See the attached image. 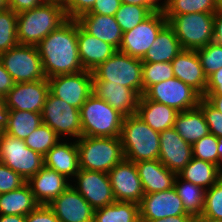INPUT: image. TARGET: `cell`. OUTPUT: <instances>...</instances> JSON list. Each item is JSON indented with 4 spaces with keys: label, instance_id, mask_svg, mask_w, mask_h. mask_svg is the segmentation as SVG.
<instances>
[{
    "label": "cell",
    "instance_id": "1",
    "mask_svg": "<svg viewBox=\"0 0 222 222\" xmlns=\"http://www.w3.org/2000/svg\"><path fill=\"white\" fill-rule=\"evenodd\" d=\"M78 21L68 19L36 46L46 78L83 71L78 52Z\"/></svg>",
    "mask_w": 222,
    "mask_h": 222
},
{
    "label": "cell",
    "instance_id": "2",
    "mask_svg": "<svg viewBox=\"0 0 222 222\" xmlns=\"http://www.w3.org/2000/svg\"><path fill=\"white\" fill-rule=\"evenodd\" d=\"M68 20L64 6L43 2L31 10L17 14V38L19 44L37 45L49 33Z\"/></svg>",
    "mask_w": 222,
    "mask_h": 222
},
{
    "label": "cell",
    "instance_id": "3",
    "mask_svg": "<svg viewBox=\"0 0 222 222\" xmlns=\"http://www.w3.org/2000/svg\"><path fill=\"white\" fill-rule=\"evenodd\" d=\"M120 140L128 161L136 163L159 158L160 133L150 128L136 114L123 118Z\"/></svg>",
    "mask_w": 222,
    "mask_h": 222
},
{
    "label": "cell",
    "instance_id": "4",
    "mask_svg": "<svg viewBox=\"0 0 222 222\" xmlns=\"http://www.w3.org/2000/svg\"><path fill=\"white\" fill-rule=\"evenodd\" d=\"M76 143L79 169L108 173L125 159L120 137L81 136Z\"/></svg>",
    "mask_w": 222,
    "mask_h": 222
},
{
    "label": "cell",
    "instance_id": "5",
    "mask_svg": "<svg viewBox=\"0 0 222 222\" xmlns=\"http://www.w3.org/2000/svg\"><path fill=\"white\" fill-rule=\"evenodd\" d=\"M124 116L93 93L80 108L82 136L120 137Z\"/></svg>",
    "mask_w": 222,
    "mask_h": 222
},
{
    "label": "cell",
    "instance_id": "6",
    "mask_svg": "<svg viewBox=\"0 0 222 222\" xmlns=\"http://www.w3.org/2000/svg\"><path fill=\"white\" fill-rule=\"evenodd\" d=\"M97 82H109L133 89L140 97L143 95L142 61L117 50L93 71Z\"/></svg>",
    "mask_w": 222,
    "mask_h": 222
},
{
    "label": "cell",
    "instance_id": "7",
    "mask_svg": "<svg viewBox=\"0 0 222 222\" xmlns=\"http://www.w3.org/2000/svg\"><path fill=\"white\" fill-rule=\"evenodd\" d=\"M165 18L183 49L197 50L213 41L214 13L165 15Z\"/></svg>",
    "mask_w": 222,
    "mask_h": 222
},
{
    "label": "cell",
    "instance_id": "8",
    "mask_svg": "<svg viewBox=\"0 0 222 222\" xmlns=\"http://www.w3.org/2000/svg\"><path fill=\"white\" fill-rule=\"evenodd\" d=\"M0 59L15 83L46 79L42 61L35 45L17 44L1 53Z\"/></svg>",
    "mask_w": 222,
    "mask_h": 222
},
{
    "label": "cell",
    "instance_id": "9",
    "mask_svg": "<svg viewBox=\"0 0 222 222\" xmlns=\"http://www.w3.org/2000/svg\"><path fill=\"white\" fill-rule=\"evenodd\" d=\"M41 116L42 123L48 125L61 139L77 140L82 136L80 109L67 104L50 91Z\"/></svg>",
    "mask_w": 222,
    "mask_h": 222
},
{
    "label": "cell",
    "instance_id": "10",
    "mask_svg": "<svg viewBox=\"0 0 222 222\" xmlns=\"http://www.w3.org/2000/svg\"><path fill=\"white\" fill-rule=\"evenodd\" d=\"M0 162L28 181L44 166V157L27 147L24 140L3 132L0 134Z\"/></svg>",
    "mask_w": 222,
    "mask_h": 222
},
{
    "label": "cell",
    "instance_id": "11",
    "mask_svg": "<svg viewBox=\"0 0 222 222\" xmlns=\"http://www.w3.org/2000/svg\"><path fill=\"white\" fill-rule=\"evenodd\" d=\"M143 95L149 100L165 104L178 112L198 107L202 98L196 90L176 77L150 86Z\"/></svg>",
    "mask_w": 222,
    "mask_h": 222
},
{
    "label": "cell",
    "instance_id": "12",
    "mask_svg": "<svg viewBox=\"0 0 222 222\" xmlns=\"http://www.w3.org/2000/svg\"><path fill=\"white\" fill-rule=\"evenodd\" d=\"M167 24L163 11H155L132 30L123 33L119 51L142 59L154 43L160 30Z\"/></svg>",
    "mask_w": 222,
    "mask_h": 222
},
{
    "label": "cell",
    "instance_id": "13",
    "mask_svg": "<svg viewBox=\"0 0 222 222\" xmlns=\"http://www.w3.org/2000/svg\"><path fill=\"white\" fill-rule=\"evenodd\" d=\"M48 82L54 96L78 109L93 93V74L89 70L50 77Z\"/></svg>",
    "mask_w": 222,
    "mask_h": 222
},
{
    "label": "cell",
    "instance_id": "14",
    "mask_svg": "<svg viewBox=\"0 0 222 222\" xmlns=\"http://www.w3.org/2000/svg\"><path fill=\"white\" fill-rule=\"evenodd\" d=\"M71 185L94 210L115 202L108 173L79 169Z\"/></svg>",
    "mask_w": 222,
    "mask_h": 222
},
{
    "label": "cell",
    "instance_id": "15",
    "mask_svg": "<svg viewBox=\"0 0 222 222\" xmlns=\"http://www.w3.org/2000/svg\"><path fill=\"white\" fill-rule=\"evenodd\" d=\"M108 176L115 201L140 204L145 194L134 162L124 159L108 172Z\"/></svg>",
    "mask_w": 222,
    "mask_h": 222
},
{
    "label": "cell",
    "instance_id": "16",
    "mask_svg": "<svg viewBox=\"0 0 222 222\" xmlns=\"http://www.w3.org/2000/svg\"><path fill=\"white\" fill-rule=\"evenodd\" d=\"M49 92L48 79L35 82L15 83L7 93L5 104L9 111H30L41 113Z\"/></svg>",
    "mask_w": 222,
    "mask_h": 222
},
{
    "label": "cell",
    "instance_id": "17",
    "mask_svg": "<svg viewBox=\"0 0 222 222\" xmlns=\"http://www.w3.org/2000/svg\"><path fill=\"white\" fill-rule=\"evenodd\" d=\"M140 220H156L169 216L190 215L181 198L172 189L145 194L139 204Z\"/></svg>",
    "mask_w": 222,
    "mask_h": 222
},
{
    "label": "cell",
    "instance_id": "18",
    "mask_svg": "<svg viewBox=\"0 0 222 222\" xmlns=\"http://www.w3.org/2000/svg\"><path fill=\"white\" fill-rule=\"evenodd\" d=\"M48 206L60 222H93L94 209L72 185Z\"/></svg>",
    "mask_w": 222,
    "mask_h": 222
},
{
    "label": "cell",
    "instance_id": "19",
    "mask_svg": "<svg viewBox=\"0 0 222 222\" xmlns=\"http://www.w3.org/2000/svg\"><path fill=\"white\" fill-rule=\"evenodd\" d=\"M193 158L192 145L172 127L160 132L158 160L170 171L178 174Z\"/></svg>",
    "mask_w": 222,
    "mask_h": 222
},
{
    "label": "cell",
    "instance_id": "20",
    "mask_svg": "<svg viewBox=\"0 0 222 222\" xmlns=\"http://www.w3.org/2000/svg\"><path fill=\"white\" fill-rule=\"evenodd\" d=\"M93 94L106 101L124 117L137 113L140 96L128 87L109 82H97L93 78Z\"/></svg>",
    "mask_w": 222,
    "mask_h": 222
},
{
    "label": "cell",
    "instance_id": "21",
    "mask_svg": "<svg viewBox=\"0 0 222 222\" xmlns=\"http://www.w3.org/2000/svg\"><path fill=\"white\" fill-rule=\"evenodd\" d=\"M174 76L205 96L207 76L196 50L183 49L172 61Z\"/></svg>",
    "mask_w": 222,
    "mask_h": 222
},
{
    "label": "cell",
    "instance_id": "22",
    "mask_svg": "<svg viewBox=\"0 0 222 222\" xmlns=\"http://www.w3.org/2000/svg\"><path fill=\"white\" fill-rule=\"evenodd\" d=\"M27 183L40 205H48L71 185L69 179L46 166H43Z\"/></svg>",
    "mask_w": 222,
    "mask_h": 222
},
{
    "label": "cell",
    "instance_id": "23",
    "mask_svg": "<svg viewBox=\"0 0 222 222\" xmlns=\"http://www.w3.org/2000/svg\"><path fill=\"white\" fill-rule=\"evenodd\" d=\"M44 166L72 181L79 171L76 140L60 139L44 156Z\"/></svg>",
    "mask_w": 222,
    "mask_h": 222
},
{
    "label": "cell",
    "instance_id": "24",
    "mask_svg": "<svg viewBox=\"0 0 222 222\" xmlns=\"http://www.w3.org/2000/svg\"><path fill=\"white\" fill-rule=\"evenodd\" d=\"M135 165L144 194L166 191L174 187L177 174L158 159L138 161Z\"/></svg>",
    "mask_w": 222,
    "mask_h": 222
},
{
    "label": "cell",
    "instance_id": "25",
    "mask_svg": "<svg viewBox=\"0 0 222 222\" xmlns=\"http://www.w3.org/2000/svg\"><path fill=\"white\" fill-rule=\"evenodd\" d=\"M76 20L90 35L112 45L116 50L120 48L123 32L114 16L85 13Z\"/></svg>",
    "mask_w": 222,
    "mask_h": 222
},
{
    "label": "cell",
    "instance_id": "26",
    "mask_svg": "<svg viewBox=\"0 0 222 222\" xmlns=\"http://www.w3.org/2000/svg\"><path fill=\"white\" fill-rule=\"evenodd\" d=\"M78 52L84 70L93 71L117 50L110 44L87 33L78 23Z\"/></svg>",
    "mask_w": 222,
    "mask_h": 222
},
{
    "label": "cell",
    "instance_id": "27",
    "mask_svg": "<svg viewBox=\"0 0 222 222\" xmlns=\"http://www.w3.org/2000/svg\"><path fill=\"white\" fill-rule=\"evenodd\" d=\"M178 111L165 104L154 102L142 95L139 99L136 115L150 128L163 132L174 126Z\"/></svg>",
    "mask_w": 222,
    "mask_h": 222
},
{
    "label": "cell",
    "instance_id": "28",
    "mask_svg": "<svg viewBox=\"0 0 222 222\" xmlns=\"http://www.w3.org/2000/svg\"><path fill=\"white\" fill-rule=\"evenodd\" d=\"M182 50L180 41L167 23L141 61L142 63L171 62Z\"/></svg>",
    "mask_w": 222,
    "mask_h": 222
},
{
    "label": "cell",
    "instance_id": "29",
    "mask_svg": "<svg viewBox=\"0 0 222 222\" xmlns=\"http://www.w3.org/2000/svg\"><path fill=\"white\" fill-rule=\"evenodd\" d=\"M173 128L191 145L210 134L204 114L199 107L178 112Z\"/></svg>",
    "mask_w": 222,
    "mask_h": 222
},
{
    "label": "cell",
    "instance_id": "30",
    "mask_svg": "<svg viewBox=\"0 0 222 222\" xmlns=\"http://www.w3.org/2000/svg\"><path fill=\"white\" fill-rule=\"evenodd\" d=\"M39 205L27 182L18 189L0 194V215L26 216Z\"/></svg>",
    "mask_w": 222,
    "mask_h": 222
},
{
    "label": "cell",
    "instance_id": "31",
    "mask_svg": "<svg viewBox=\"0 0 222 222\" xmlns=\"http://www.w3.org/2000/svg\"><path fill=\"white\" fill-rule=\"evenodd\" d=\"M178 175L207 190L222 177V171L213 163L193 157Z\"/></svg>",
    "mask_w": 222,
    "mask_h": 222
},
{
    "label": "cell",
    "instance_id": "32",
    "mask_svg": "<svg viewBox=\"0 0 222 222\" xmlns=\"http://www.w3.org/2000/svg\"><path fill=\"white\" fill-rule=\"evenodd\" d=\"M93 222H140L139 204L115 201L94 210Z\"/></svg>",
    "mask_w": 222,
    "mask_h": 222
},
{
    "label": "cell",
    "instance_id": "33",
    "mask_svg": "<svg viewBox=\"0 0 222 222\" xmlns=\"http://www.w3.org/2000/svg\"><path fill=\"white\" fill-rule=\"evenodd\" d=\"M174 189L181 198L186 212L192 216L203 214L206 190L198 185L182 179L178 174L174 181Z\"/></svg>",
    "mask_w": 222,
    "mask_h": 222
},
{
    "label": "cell",
    "instance_id": "34",
    "mask_svg": "<svg viewBox=\"0 0 222 222\" xmlns=\"http://www.w3.org/2000/svg\"><path fill=\"white\" fill-rule=\"evenodd\" d=\"M41 124V113L20 110L9 111V121L4 133L24 140Z\"/></svg>",
    "mask_w": 222,
    "mask_h": 222
},
{
    "label": "cell",
    "instance_id": "35",
    "mask_svg": "<svg viewBox=\"0 0 222 222\" xmlns=\"http://www.w3.org/2000/svg\"><path fill=\"white\" fill-rule=\"evenodd\" d=\"M155 11L157 10L154 7L121 3L120 8L117 10L114 17L124 33L132 30Z\"/></svg>",
    "mask_w": 222,
    "mask_h": 222
},
{
    "label": "cell",
    "instance_id": "36",
    "mask_svg": "<svg viewBox=\"0 0 222 222\" xmlns=\"http://www.w3.org/2000/svg\"><path fill=\"white\" fill-rule=\"evenodd\" d=\"M215 0H168L164 15L189 13H215L218 10Z\"/></svg>",
    "mask_w": 222,
    "mask_h": 222
},
{
    "label": "cell",
    "instance_id": "37",
    "mask_svg": "<svg viewBox=\"0 0 222 222\" xmlns=\"http://www.w3.org/2000/svg\"><path fill=\"white\" fill-rule=\"evenodd\" d=\"M60 139L55 131L42 123L24 141L27 147L44 157Z\"/></svg>",
    "mask_w": 222,
    "mask_h": 222
},
{
    "label": "cell",
    "instance_id": "38",
    "mask_svg": "<svg viewBox=\"0 0 222 222\" xmlns=\"http://www.w3.org/2000/svg\"><path fill=\"white\" fill-rule=\"evenodd\" d=\"M17 44V13L10 8L0 11V54Z\"/></svg>",
    "mask_w": 222,
    "mask_h": 222
},
{
    "label": "cell",
    "instance_id": "39",
    "mask_svg": "<svg viewBox=\"0 0 222 222\" xmlns=\"http://www.w3.org/2000/svg\"><path fill=\"white\" fill-rule=\"evenodd\" d=\"M174 77L171 62L142 63L143 93L150 86Z\"/></svg>",
    "mask_w": 222,
    "mask_h": 222
},
{
    "label": "cell",
    "instance_id": "40",
    "mask_svg": "<svg viewBox=\"0 0 222 222\" xmlns=\"http://www.w3.org/2000/svg\"><path fill=\"white\" fill-rule=\"evenodd\" d=\"M205 75L208 77L222 68V45L212 41L196 50Z\"/></svg>",
    "mask_w": 222,
    "mask_h": 222
},
{
    "label": "cell",
    "instance_id": "41",
    "mask_svg": "<svg viewBox=\"0 0 222 222\" xmlns=\"http://www.w3.org/2000/svg\"><path fill=\"white\" fill-rule=\"evenodd\" d=\"M202 215L222 220V177L206 190Z\"/></svg>",
    "mask_w": 222,
    "mask_h": 222
},
{
    "label": "cell",
    "instance_id": "42",
    "mask_svg": "<svg viewBox=\"0 0 222 222\" xmlns=\"http://www.w3.org/2000/svg\"><path fill=\"white\" fill-rule=\"evenodd\" d=\"M217 145L218 137L210 133L192 145L193 157L217 165Z\"/></svg>",
    "mask_w": 222,
    "mask_h": 222
},
{
    "label": "cell",
    "instance_id": "43",
    "mask_svg": "<svg viewBox=\"0 0 222 222\" xmlns=\"http://www.w3.org/2000/svg\"><path fill=\"white\" fill-rule=\"evenodd\" d=\"M198 107L202 110L211 134L222 137V113L215 109L204 97Z\"/></svg>",
    "mask_w": 222,
    "mask_h": 222
},
{
    "label": "cell",
    "instance_id": "44",
    "mask_svg": "<svg viewBox=\"0 0 222 222\" xmlns=\"http://www.w3.org/2000/svg\"><path fill=\"white\" fill-rule=\"evenodd\" d=\"M26 182L20 174L0 162V194L18 189Z\"/></svg>",
    "mask_w": 222,
    "mask_h": 222
},
{
    "label": "cell",
    "instance_id": "45",
    "mask_svg": "<svg viewBox=\"0 0 222 222\" xmlns=\"http://www.w3.org/2000/svg\"><path fill=\"white\" fill-rule=\"evenodd\" d=\"M96 0H67L64 8L68 19H78L89 12Z\"/></svg>",
    "mask_w": 222,
    "mask_h": 222
},
{
    "label": "cell",
    "instance_id": "46",
    "mask_svg": "<svg viewBox=\"0 0 222 222\" xmlns=\"http://www.w3.org/2000/svg\"><path fill=\"white\" fill-rule=\"evenodd\" d=\"M25 222H60L48 205H39L25 216Z\"/></svg>",
    "mask_w": 222,
    "mask_h": 222
},
{
    "label": "cell",
    "instance_id": "47",
    "mask_svg": "<svg viewBox=\"0 0 222 222\" xmlns=\"http://www.w3.org/2000/svg\"><path fill=\"white\" fill-rule=\"evenodd\" d=\"M120 5V0H96L92 9L87 13L114 16Z\"/></svg>",
    "mask_w": 222,
    "mask_h": 222
},
{
    "label": "cell",
    "instance_id": "48",
    "mask_svg": "<svg viewBox=\"0 0 222 222\" xmlns=\"http://www.w3.org/2000/svg\"><path fill=\"white\" fill-rule=\"evenodd\" d=\"M205 95H222V68L207 77Z\"/></svg>",
    "mask_w": 222,
    "mask_h": 222
},
{
    "label": "cell",
    "instance_id": "49",
    "mask_svg": "<svg viewBox=\"0 0 222 222\" xmlns=\"http://www.w3.org/2000/svg\"><path fill=\"white\" fill-rule=\"evenodd\" d=\"M43 0H8V6L17 14L40 6Z\"/></svg>",
    "mask_w": 222,
    "mask_h": 222
},
{
    "label": "cell",
    "instance_id": "50",
    "mask_svg": "<svg viewBox=\"0 0 222 222\" xmlns=\"http://www.w3.org/2000/svg\"><path fill=\"white\" fill-rule=\"evenodd\" d=\"M15 81L11 75L5 70L0 59V96L5 97L9 91L13 89Z\"/></svg>",
    "mask_w": 222,
    "mask_h": 222
},
{
    "label": "cell",
    "instance_id": "51",
    "mask_svg": "<svg viewBox=\"0 0 222 222\" xmlns=\"http://www.w3.org/2000/svg\"><path fill=\"white\" fill-rule=\"evenodd\" d=\"M213 41L222 45V9L214 13Z\"/></svg>",
    "mask_w": 222,
    "mask_h": 222
},
{
    "label": "cell",
    "instance_id": "52",
    "mask_svg": "<svg viewBox=\"0 0 222 222\" xmlns=\"http://www.w3.org/2000/svg\"><path fill=\"white\" fill-rule=\"evenodd\" d=\"M9 121V110L5 104V98L0 96V134L5 130Z\"/></svg>",
    "mask_w": 222,
    "mask_h": 222
},
{
    "label": "cell",
    "instance_id": "53",
    "mask_svg": "<svg viewBox=\"0 0 222 222\" xmlns=\"http://www.w3.org/2000/svg\"><path fill=\"white\" fill-rule=\"evenodd\" d=\"M194 216L192 215H179L169 216L167 218L156 219V220H140V222H193Z\"/></svg>",
    "mask_w": 222,
    "mask_h": 222
},
{
    "label": "cell",
    "instance_id": "54",
    "mask_svg": "<svg viewBox=\"0 0 222 222\" xmlns=\"http://www.w3.org/2000/svg\"><path fill=\"white\" fill-rule=\"evenodd\" d=\"M204 98L222 113V95H205Z\"/></svg>",
    "mask_w": 222,
    "mask_h": 222
},
{
    "label": "cell",
    "instance_id": "55",
    "mask_svg": "<svg viewBox=\"0 0 222 222\" xmlns=\"http://www.w3.org/2000/svg\"><path fill=\"white\" fill-rule=\"evenodd\" d=\"M0 222H25V216H21V215H0Z\"/></svg>",
    "mask_w": 222,
    "mask_h": 222
},
{
    "label": "cell",
    "instance_id": "56",
    "mask_svg": "<svg viewBox=\"0 0 222 222\" xmlns=\"http://www.w3.org/2000/svg\"><path fill=\"white\" fill-rule=\"evenodd\" d=\"M157 11H164L168 0H147ZM161 2V3H160Z\"/></svg>",
    "mask_w": 222,
    "mask_h": 222
},
{
    "label": "cell",
    "instance_id": "57",
    "mask_svg": "<svg viewBox=\"0 0 222 222\" xmlns=\"http://www.w3.org/2000/svg\"><path fill=\"white\" fill-rule=\"evenodd\" d=\"M121 3L129 5H140L145 7H153L147 0H120Z\"/></svg>",
    "mask_w": 222,
    "mask_h": 222
},
{
    "label": "cell",
    "instance_id": "58",
    "mask_svg": "<svg viewBox=\"0 0 222 222\" xmlns=\"http://www.w3.org/2000/svg\"><path fill=\"white\" fill-rule=\"evenodd\" d=\"M217 152H218L217 167L222 171V137H218Z\"/></svg>",
    "mask_w": 222,
    "mask_h": 222
},
{
    "label": "cell",
    "instance_id": "59",
    "mask_svg": "<svg viewBox=\"0 0 222 222\" xmlns=\"http://www.w3.org/2000/svg\"><path fill=\"white\" fill-rule=\"evenodd\" d=\"M193 222H222V220L199 215L194 217Z\"/></svg>",
    "mask_w": 222,
    "mask_h": 222
},
{
    "label": "cell",
    "instance_id": "60",
    "mask_svg": "<svg viewBox=\"0 0 222 222\" xmlns=\"http://www.w3.org/2000/svg\"><path fill=\"white\" fill-rule=\"evenodd\" d=\"M9 9L8 0H0V11Z\"/></svg>",
    "mask_w": 222,
    "mask_h": 222
},
{
    "label": "cell",
    "instance_id": "61",
    "mask_svg": "<svg viewBox=\"0 0 222 222\" xmlns=\"http://www.w3.org/2000/svg\"><path fill=\"white\" fill-rule=\"evenodd\" d=\"M44 2L56 3L65 6L67 0H43Z\"/></svg>",
    "mask_w": 222,
    "mask_h": 222
},
{
    "label": "cell",
    "instance_id": "62",
    "mask_svg": "<svg viewBox=\"0 0 222 222\" xmlns=\"http://www.w3.org/2000/svg\"><path fill=\"white\" fill-rule=\"evenodd\" d=\"M219 9H222V0H215Z\"/></svg>",
    "mask_w": 222,
    "mask_h": 222
}]
</instances>
